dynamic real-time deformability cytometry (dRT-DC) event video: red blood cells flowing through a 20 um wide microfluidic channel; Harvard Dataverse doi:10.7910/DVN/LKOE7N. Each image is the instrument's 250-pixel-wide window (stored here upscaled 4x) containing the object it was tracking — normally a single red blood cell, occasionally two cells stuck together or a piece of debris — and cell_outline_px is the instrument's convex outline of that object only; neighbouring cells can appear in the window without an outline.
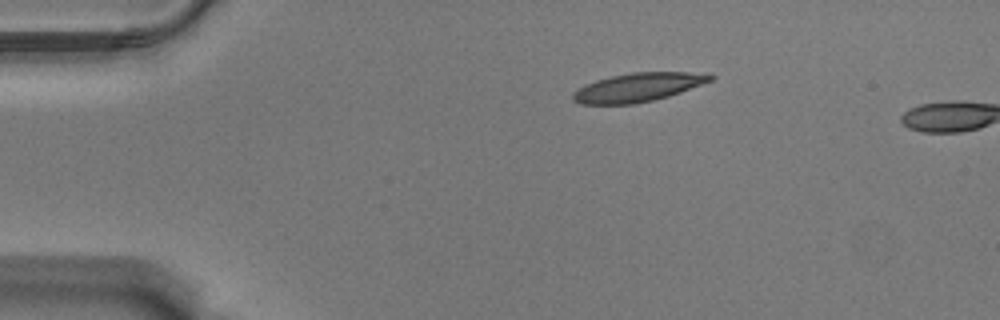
{"species": "Egyptian fruit bat (a non-hibernating species)", "species_latin": "Rousettus aegyptiacus", "temperature_condition": "warm", "stored_images_in_passage": 2, "camera_frame_rate_fps": 3000, "um_per_image_px": 0.085, "animal": {"sex": "male"}, "frame": {"image": 1, "passage_image": 1, "time_ms": 0.0, "image_size_px": [1000, 320], "cell_outline_px": [[716, 76], [712, 80], [680, 92], [668, 96], [652, 100], [632, 104], [580, 104], [572, 100], [572, 96], [584, 84], [596, 80], [612, 76], [632, 72], [708, 72]], "centroid_in_image_um": [54.26, 7.41], "position_along_channel_um": 30.7, "area_um2": 22.89}}